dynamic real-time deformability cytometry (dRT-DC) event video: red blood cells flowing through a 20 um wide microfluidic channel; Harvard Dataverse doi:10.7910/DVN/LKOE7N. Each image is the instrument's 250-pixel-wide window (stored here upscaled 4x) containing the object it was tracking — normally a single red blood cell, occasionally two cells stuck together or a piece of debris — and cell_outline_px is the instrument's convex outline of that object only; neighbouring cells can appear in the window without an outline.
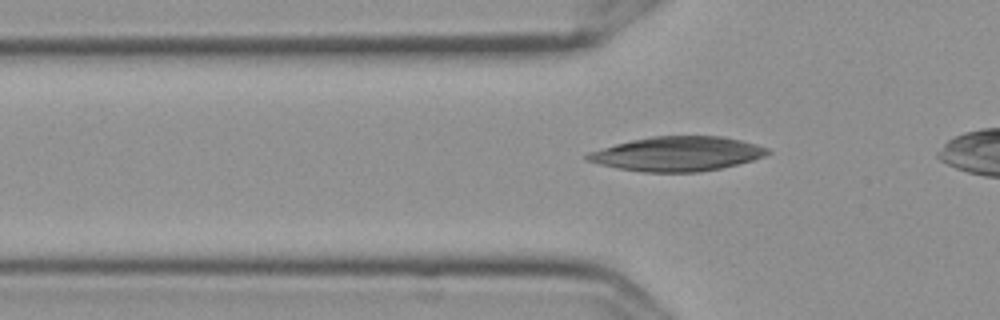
{"species": "Egyptian fruit bat (a non-hibernating species)", "species_latin": "Rousettus aegyptiacus", "temperature_condition": "cold", "stored_images_in_passage": 37, "camera_frame_rate_fps": 3000, "um_per_image_px": 0.085, "frame": {"image": 1, "passage_image": 6, "time_ms": 1.667, "image_size_px": [1000, 320], "cell_outline_px": [[772, 152], [764, 156], [752, 160], [720, 168], [700, 172], [644, 172], [620, 168], [600, 164], [584, 160], [584, 156], [588, 152], [616, 144], [632, 140], [652, 136], [724, 136], [756, 144], [768, 148]], "centroid_in_image_um": [57.57, 13.07], "position_along_channel_um": 68.2, "area_um2": 36.01}}
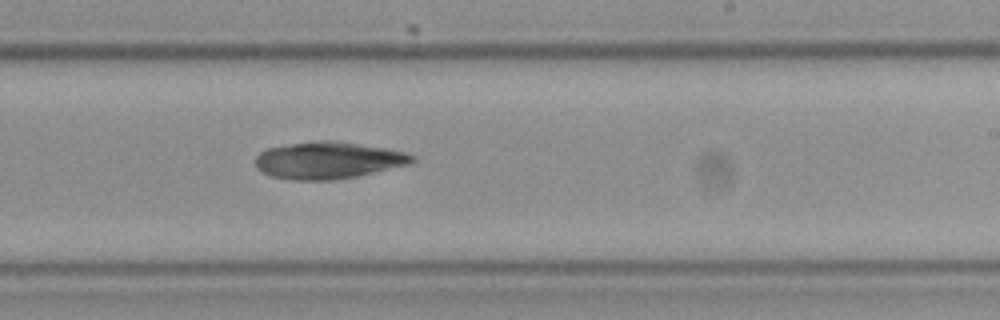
{"frame": {"image": 2, "passage_image": 22, "time_ms": 7.0, "image_size_px": [1000, 320], "cell_outline_px": [[416, 160], [412, 164], [356, 176], [336, 180], [292, 180], [268, 176], [260, 172], [256, 168], [256, 156], [260, 152], [268, 148], [292, 144], [320, 140], [340, 140], [388, 148], [404, 152], [416, 156]], "centroid_in_image_um": [27.92, 13.62], "position_along_channel_um": 261.1, "area_um2": 34.22}}
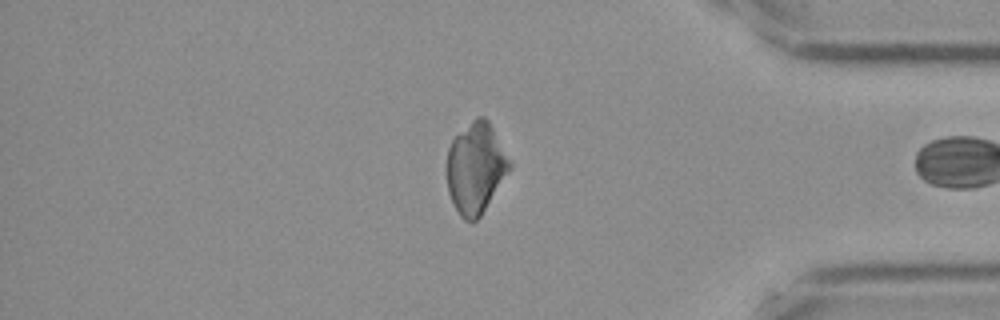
{"frame": {"image": 3, "passage_image": 35, "time_ms": 11.333, "image_size_px": [1000, 320], "cell_outline_px": [[512, 168], [480, 216], [476, 220], [464, 220], [460, 216], [452, 204], [448, 192], [448, 148], [452, 140], [476, 116], [484, 116], [488, 120], [512, 160]], "centroid_in_image_um": [40.47, 14.27], "position_along_channel_um": 394.7, "area_um2": 33.18}}